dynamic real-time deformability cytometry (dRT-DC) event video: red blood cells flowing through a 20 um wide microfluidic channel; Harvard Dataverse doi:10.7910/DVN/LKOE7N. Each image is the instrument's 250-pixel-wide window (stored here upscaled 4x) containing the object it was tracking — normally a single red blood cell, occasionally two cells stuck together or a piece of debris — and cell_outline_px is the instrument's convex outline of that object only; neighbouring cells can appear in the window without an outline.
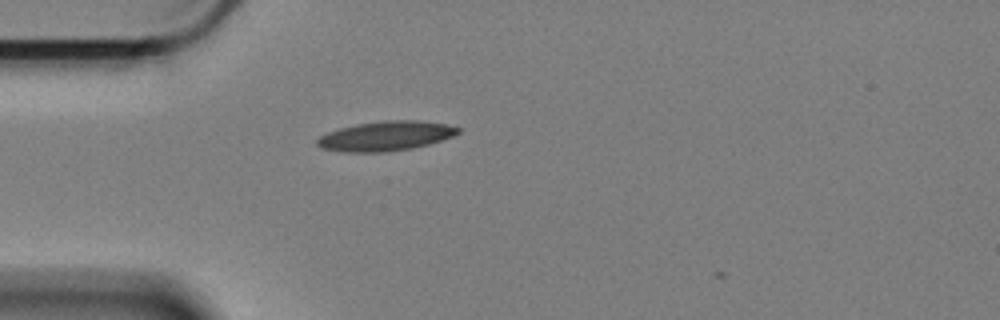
{"species": "Egyptian fruit bat (a non-hibernating species)", "species_latin": "Rousettus aegyptiacus", "temperature_condition": "cold", "stored_images_in_passage": 3, "camera_frame_rate_fps": 3000, "um_per_image_px": 0.085, "animal": {"sex": "female"}, "frame": {"image": 1, "passage_image": 2, "time_ms": 0.333, "image_size_px": [1000, 320], "cell_outline_px": [[460, 132], [452, 136], [428, 144], [412, 148], [388, 152], [344, 152], [320, 148], [316, 144], [316, 140], [320, 136], [328, 132], [340, 128], [356, 124], [384, 120], [420, 120], [444, 124], [460, 128]], "centroid_in_image_um": [32.75, 11.56], "position_along_channel_um": 52.3, "area_um2": 24.28}}